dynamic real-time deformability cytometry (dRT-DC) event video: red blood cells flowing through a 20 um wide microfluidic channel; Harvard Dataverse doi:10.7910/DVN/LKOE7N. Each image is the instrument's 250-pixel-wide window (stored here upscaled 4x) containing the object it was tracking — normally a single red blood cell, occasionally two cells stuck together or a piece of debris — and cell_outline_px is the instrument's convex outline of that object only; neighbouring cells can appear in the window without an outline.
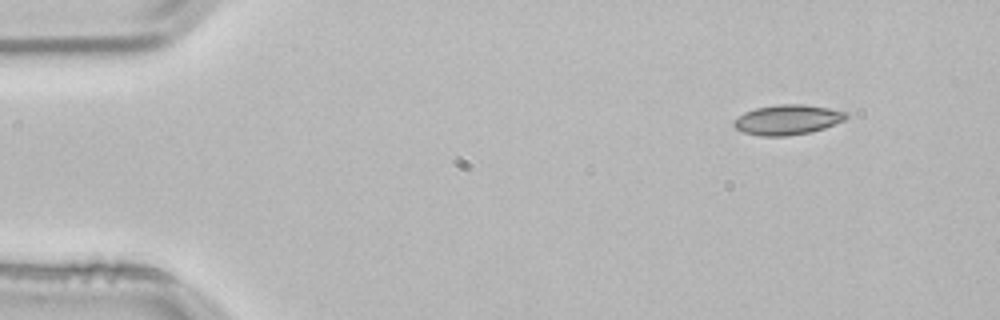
{"species": "common noctule bat (a hibernating species)", "species_latin": "Nyctalus noctula", "temperature_condition": "room temperature", "stored_images_in_passage": 2, "camera_frame_rate_fps": 3000, "um_per_image_px": 0.085, "animal": {"sex": "male", "body_mass_g": 21.5, "forearm_length_mm": 52.0}, "frame": {"image": 1, "passage_image": 1, "time_ms": 0.0, "image_size_px": [1000, 320], "cell_outline_px": [[848, 116], [844, 120], [824, 128], [812, 132], [784, 136], [760, 136], [744, 132], [736, 128], [732, 124], [732, 120], [744, 112], [756, 108], [776, 104], [804, 104], [828, 108], [848, 112]], "centroid_in_image_um": [66.92, 10.17], "position_along_channel_um": 18.1, "area_um2": 19.71}}